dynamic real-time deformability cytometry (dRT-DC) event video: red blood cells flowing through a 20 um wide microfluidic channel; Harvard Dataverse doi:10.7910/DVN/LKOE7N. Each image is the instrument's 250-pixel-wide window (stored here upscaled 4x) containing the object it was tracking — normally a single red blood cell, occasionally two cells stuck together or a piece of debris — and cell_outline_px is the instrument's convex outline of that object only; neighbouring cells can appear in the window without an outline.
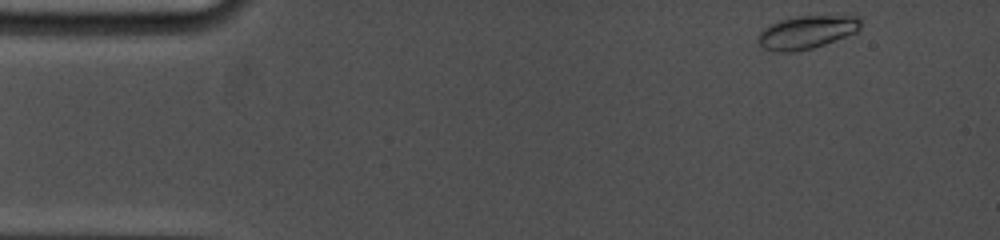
{"species": "common noctule bat (a hibernating species)", "species_latin": "Nyctalus noctula", "temperature_condition": "cold", "stored_images_in_passage": 20, "camera_frame_rate_fps": 5000, "um_per_image_px": 0.085, "animal": {"sex": "female", "body_mass_g": 19.0, "forearm_length_mm": 53.3}, "frame": {"image": 1, "passage_image": 1, "time_ms": 0.0, "image_size_px": [1000, 240], "cell_outline_px": [[860, 28], [856, 32], [824, 44], [812, 48], [792, 52], [776, 52], [764, 48], [760, 44], [756, 36], [768, 24], [780, 20], [800, 16], [860, 16]], "centroid_in_image_um": [68.53, 2.74], "position_along_channel_um": 16.5, "area_um2": 19.65}}
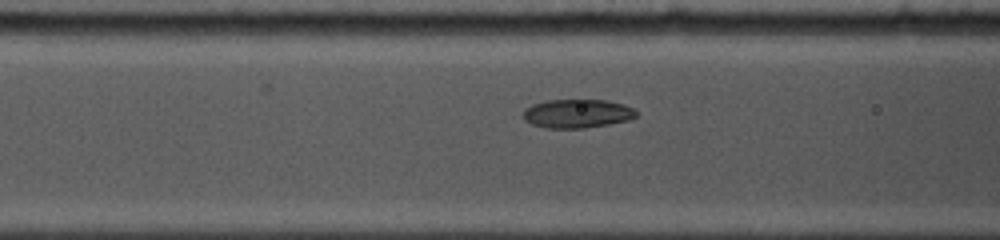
{"frame": {"image": 2, "passage_image": 14, "time_ms": 5.2, "image_size_px": [1000, 240], "cell_outline_px": [[636, 116], [628, 120], [608, 124], [584, 128], [544, 128], [532, 124], [524, 120], [524, 108], [532, 104], [548, 100], [604, 100], [620, 104], [632, 108], [636, 112]], "centroid_in_image_um": [49.0, 9.66], "position_along_channel_um": 117.6, "area_um2": 18.73}}
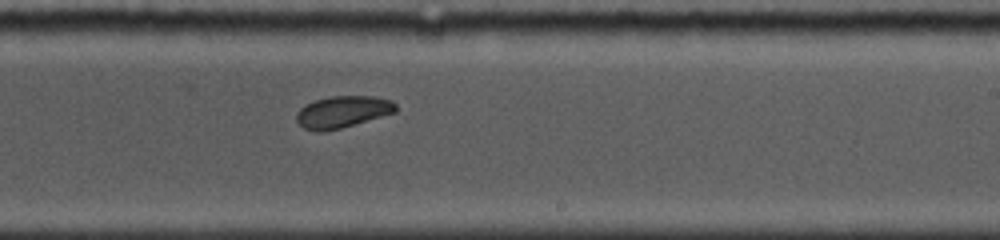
{"frame": {"image": 3, "passage_image": 20, "time_ms": 9.0, "image_size_px": [1000, 240], "cell_outline_px": [[396, 112], [340, 128], [324, 132], [316, 132], [304, 128], [296, 120], [296, 112], [300, 108], [316, 100], [332, 96], [372, 96], [392, 100], [396, 104]], "centroid_in_image_um": [29.11, 9.51], "position_along_channel_um": 259.9, "area_um2": 18.26}}